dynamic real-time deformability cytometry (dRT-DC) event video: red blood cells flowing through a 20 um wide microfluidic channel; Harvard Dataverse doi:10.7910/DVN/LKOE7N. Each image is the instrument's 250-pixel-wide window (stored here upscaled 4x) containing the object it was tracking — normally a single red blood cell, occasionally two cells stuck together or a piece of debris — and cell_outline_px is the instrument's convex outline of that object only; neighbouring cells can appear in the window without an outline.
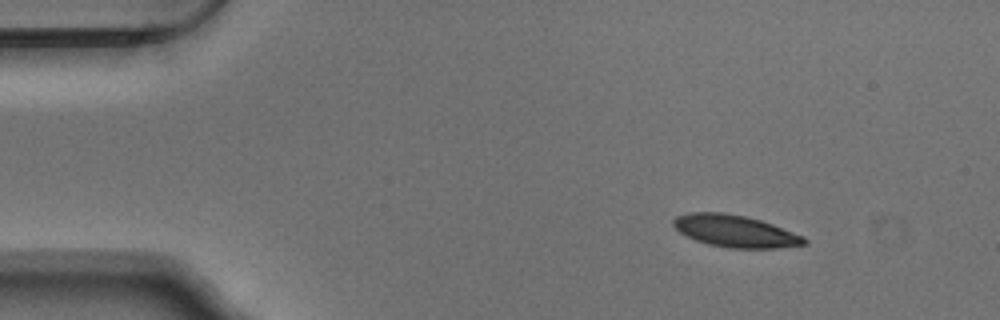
{"species": "Egyptian fruit bat (a non-hibernating species)", "species_latin": "Rousettus aegyptiacus", "temperature_condition": "warm", "stored_images_in_passage": 48, "camera_frame_rate_fps": 3000, "um_per_image_px": 0.085, "animal": {"sex": "male"}, "frame": {"image": 1, "passage_image": 1, "time_ms": 0.0, "image_size_px": [1000, 320], "cell_outline_px": [[808, 244], [776, 248], [728, 248], [708, 244], [696, 240], [680, 232], [672, 224], [672, 220], [676, 216], [688, 212], [724, 212], [744, 216], [760, 220], [772, 224], [804, 236], [808, 240]], "centroid_in_image_um": [62.49, 19.64], "position_along_channel_um": 22.5, "area_um2": 24.45}}
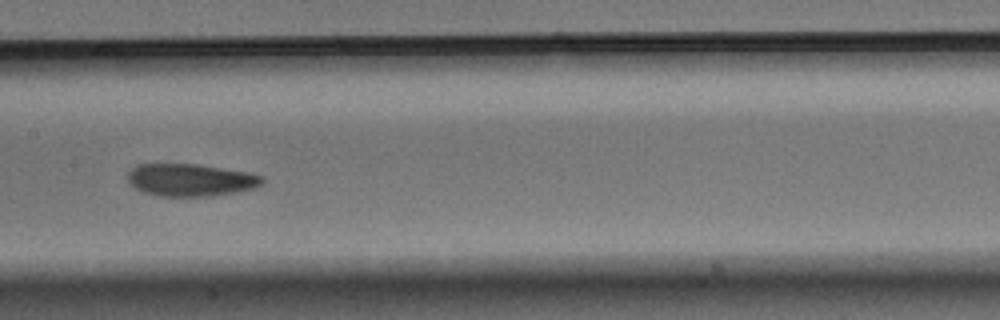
{"frame": {"image": 2, "passage_image": 21, "time_ms": 6.667, "image_size_px": [1000, 320], "cell_outline_px": [[264, 184], [256, 188], [236, 192], [208, 196], [160, 196], [144, 192], [136, 188], [128, 180], [128, 172], [132, 168], [140, 164], [196, 164], [244, 172], [264, 176]], "centroid_in_image_um": [16.22, 15.3], "position_along_channel_um": 191.2, "area_um2": 25.2}}
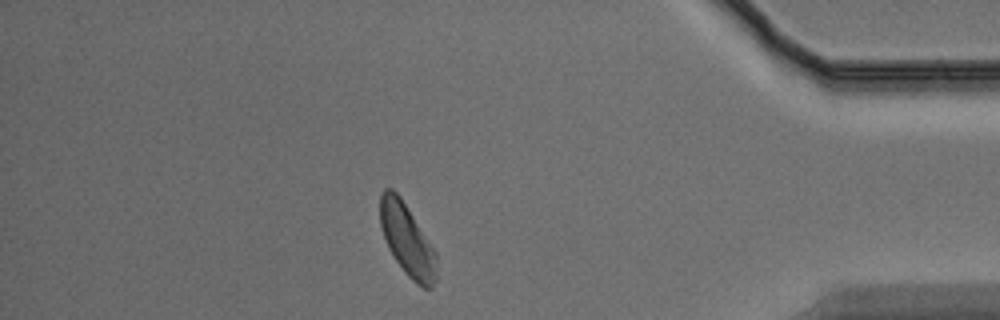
{"frame": {"image": 3, "passage_image": 41, "time_ms": 13.333, "image_size_px": [1000, 320], "cell_outline_px": [[436, 280], [432, 288], [424, 288], [416, 284], [404, 272], [388, 248], [380, 224], [380, 192], [384, 188], [392, 188], [400, 196], [436, 252]], "centroid_in_image_um": [34.6, 20.39], "position_along_channel_um": 400.6, "area_um2": 23.47}, "authors_computed_cell_mechanics": {"area_um2": 25.0852, "velocity_mm_per_s": 3.7127, "shape_relaxation_time_tau1_ms": 2.8662, "shape_relaxation_time_tau2_ms": 2.1356, "deformation_change_tau1": 0.1253, "deformation_change_tau2": 0.0751}}